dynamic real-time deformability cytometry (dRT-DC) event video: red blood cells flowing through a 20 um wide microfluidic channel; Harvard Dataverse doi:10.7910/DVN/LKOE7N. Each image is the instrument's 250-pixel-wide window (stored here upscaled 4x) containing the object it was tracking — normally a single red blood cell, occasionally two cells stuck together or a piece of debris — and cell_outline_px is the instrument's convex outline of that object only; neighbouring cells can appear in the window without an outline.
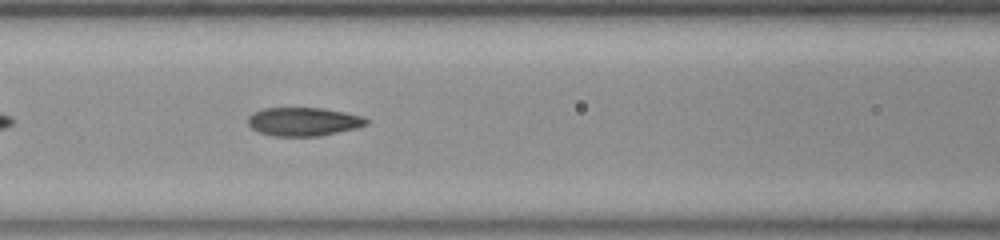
{"species": "common noctule bat (a hibernating species)", "species_latin": "Nyctalus noctula", "temperature_condition": "room temperature", "stored_images_in_passage": 31, "camera_frame_rate_fps": 3000, "um_per_image_px": 0.085, "animal": {"sex": "female", "body_mass_g": 23.0, "forearm_length_mm": 53.4}, "frame": {"image": 1, "passage_image": 10, "time_ms": 3.0, "image_size_px": [1000, 240], "cell_outline_px": [[368, 124], [356, 128], [316, 136], [272, 136], [260, 132], [252, 128], [248, 124], [248, 116], [252, 112], [264, 108], [324, 108], [364, 116], [368, 120]], "centroid_in_image_um": [25.78, 10.33], "position_along_channel_um": 140.8, "area_um2": 19.65}}
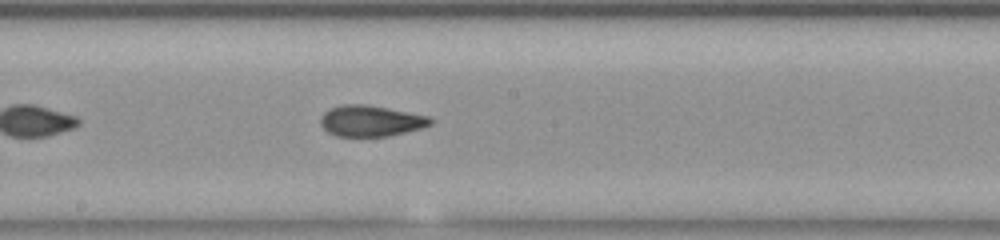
{"frame": {"image": 2, "passage_image": 16, "time_ms": 5.0, "image_size_px": [1000, 240], "cell_outline_px": [[436, 120], [432, 124], [420, 128], [388, 136], [336, 136], [328, 132], [320, 124], [320, 116], [328, 108], [340, 104], [368, 104], [428, 116]], "centroid_in_image_um": [31.49, 10.26], "position_along_channel_um": 216.7, "area_um2": 20.0}}
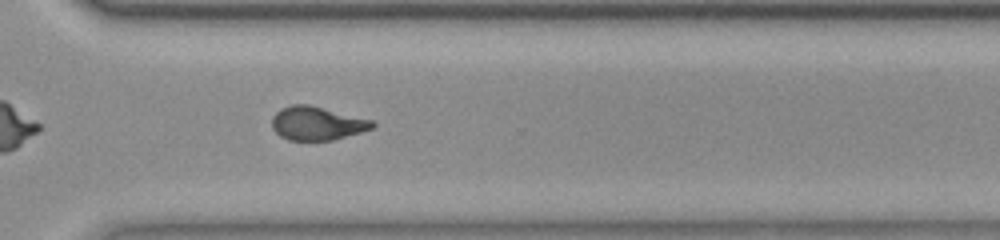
{"frame": {"image": 3, "passage_image": 26, "time_ms": 8.333, "image_size_px": [1000, 240], "cell_outline_px": [[376, 128], [332, 140], [288, 140], [280, 136], [272, 128], [272, 116], [280, 108], [292, 104], [308, 104], [372, 120], [376, 124]], "centroid_in_image_um": [26.94, 10.48], "position_along_channel_um": 343.7, "area_um2": 19.71}}